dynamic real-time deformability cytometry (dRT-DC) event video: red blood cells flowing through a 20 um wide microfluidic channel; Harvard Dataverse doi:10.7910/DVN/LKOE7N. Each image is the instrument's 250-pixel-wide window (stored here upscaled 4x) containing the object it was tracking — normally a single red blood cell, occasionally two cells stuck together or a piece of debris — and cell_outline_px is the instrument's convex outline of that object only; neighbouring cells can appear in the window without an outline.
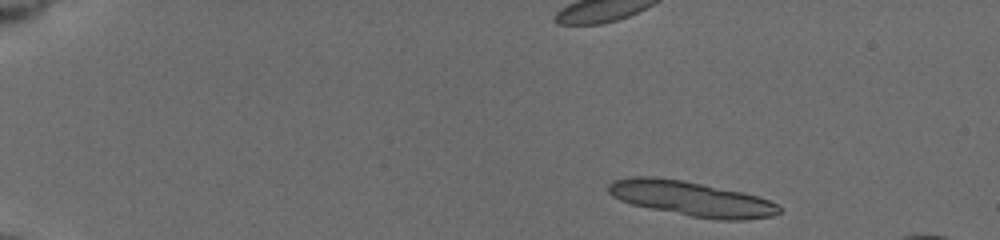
{"species": "common noctule bat (a hibernating species)", "species_latin": "Nyctalus noctula", "temperature_condition": "cold", "stored_images_in_passage": 14, "camera_frame_rate_fps": 3000, "um_per_image_px": 0.085, "animal": {"sex": "female", "body_mass_g": 19.5, "forearm_length_mm": 54.1}, "frame": {"image": 1, "passage_image": 3, "time_ms": 0.667, "image_size_px": [1000, 240], "cell_outline_px": [[780, 212], [772, 216], [744, 220], [720, 220], [692, 216], [632, 204], [620, 200], [612, 196], [608, 192], [608, 184], [612, 180], [636, 176], [656, 176], [680, 180], [740, 192], [756, 196], [768, 200], [776, 204], [780, 208]], "centroid_in_image_um": [58.72, 16.88], "position_along_channel_um": 26.3, "area_um2": 34.04}}